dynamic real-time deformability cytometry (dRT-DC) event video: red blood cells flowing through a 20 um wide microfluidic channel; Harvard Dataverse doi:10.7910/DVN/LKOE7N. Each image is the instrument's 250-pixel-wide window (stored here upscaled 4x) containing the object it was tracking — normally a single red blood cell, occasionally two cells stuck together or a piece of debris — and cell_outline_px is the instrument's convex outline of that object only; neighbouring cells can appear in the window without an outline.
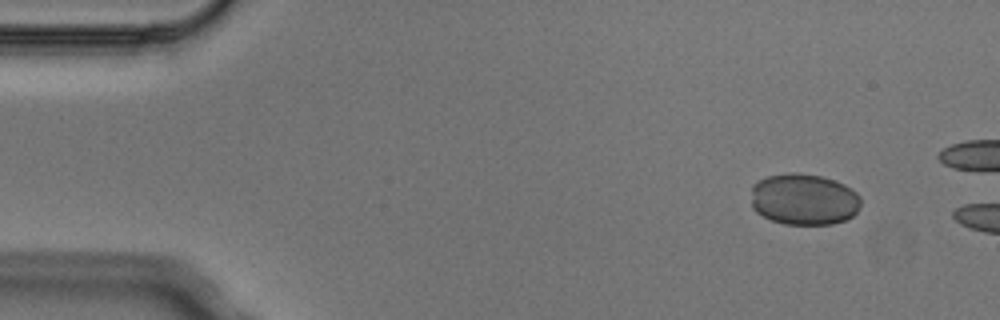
{"species": "Egyptian fruit bat (a non-hibernating species)", "species_latin": "Rousettus aegyptiacus", "temperature_condition": "cold", "stored_images_in_passage": 3, "camera_frame_rate_fps": 3000, "um_per_image_px": 0.085, "animal": {"sex": "male"}, "frame": {"image": 1, "passage_image": 1, "time_ms": 0.0, "image_size_px": [1000, 320], "cell_outline_px": [[860, 204], [856, 212], [852, 216], [844, 220], [832, 224], [784, 224], [772, 220], [756, 212], [752, 208], [752, 184], [756, 180], [768, 176], [788, 172], [792, 172], [820, 176], [844, 184], [852, 188], [860, 196]], "centroid_in_image_um": [68.31, 16.93], "position_along_channel_um": 16.7, "area_um2": 32.95}}